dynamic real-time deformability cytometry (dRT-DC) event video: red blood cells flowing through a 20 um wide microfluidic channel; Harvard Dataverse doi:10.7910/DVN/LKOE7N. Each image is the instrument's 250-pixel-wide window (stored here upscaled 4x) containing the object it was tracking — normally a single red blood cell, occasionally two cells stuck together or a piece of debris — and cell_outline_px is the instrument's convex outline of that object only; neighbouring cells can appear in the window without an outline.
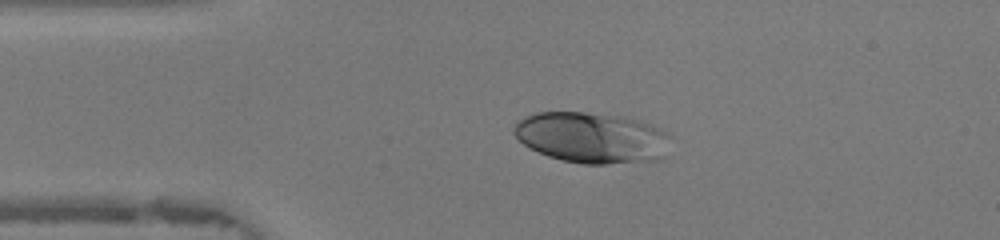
{"species": "human", "species_latin": "Homo sapiens", "temperature_condition": "warm", "stored_images_in_passage": 45, "camera_frame_rate_fps": 3000, "um_per_image_px": 0.085, "donor": {"sex": "female"}, "frame": {"image": 1, "passage_image": 8, "time_ms": 2.333, "image_size_px": [1000, 240], "cell_outline_px": [[668, 132], [664, 156], [660, 160], [604, 164], [584, 164], [564, 160], [548, 156], [524, 144], [512, 132], [512, 128], [524, 116], [536, 112], [584, 112], [624, 116], [640, 120], [660, 128]], "centroid_in_image_um": [50.3, 11.68], "position_along_channel_um": 34.7, "area_um2": 46.3}}
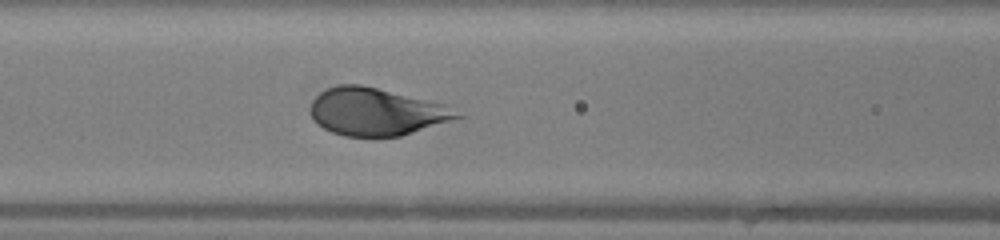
{"frame": {"image": 2, "passage_image": 17, "time_ms": 5.333, "image_size_px": [1000, 240], "cell_outline_px": [[464, 116], [400, 136], [344, 136], [332, 132], [324, 128], [312, 116], [312, 100], [320, 92], [328, 88], [340, 84], [360, 84], [448, 104]], "centroid_in_image_um": [32.02, 9.48], "position_along_channel_um": 134.6, "area_um2": 40.17}}
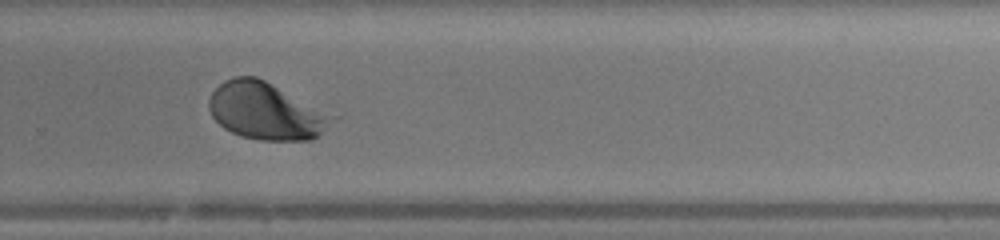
{"frame": {"image": 3, "passage_image": 29, "time_ms": 9.333, "image_size_px": [1000, 240], "cell_outline_px": [[344, 116], [312, 140], [260, 140], [240, 136], [224, 128], [212, 116], [208, 108], [208, 100], [212, 92], [224, 80], [236, 76], [256, 76]], "centroid_in_image_um": [22.74, 9.44], "position_along_channel_um": 307.1, "area_um2": 42.19}}